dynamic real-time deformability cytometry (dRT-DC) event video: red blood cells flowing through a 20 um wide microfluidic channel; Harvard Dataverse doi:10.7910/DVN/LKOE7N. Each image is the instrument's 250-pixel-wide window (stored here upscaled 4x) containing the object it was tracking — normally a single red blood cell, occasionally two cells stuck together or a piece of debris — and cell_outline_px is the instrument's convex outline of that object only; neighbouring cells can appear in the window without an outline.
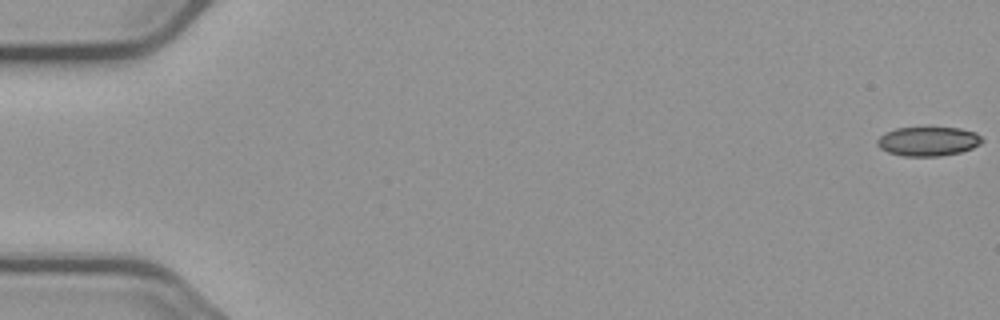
{"species": "common noctule bat (a hibernating species)", "species_latin": "Nyctalus noctula", "temperature_condition": "cold", "stored_images_in_passage": 6, "camera_frame_rate_fps": 3000, "um_per_image_px": 0.085, "animal": {"sex": "male", "body_mass_g": 23.1, "forearm_length_mm": 52.7}, "frame": {"image": 1, "passage_image": 1, "time_ms": 0.0, "image_size_px": [1000, 320], "cell_outline_px": [[984, 140], [980, 144], [972, 148], [960, 152], [940, 156], [904, 156], [888, 152], [880, 148], [876, 144], [876, 140], [884, 132], [896, 128], [928, 124], [960, 128], [976, 132]], "centroid_in_image_um": [78.88, 11.95], "position_along_channel_um": 6.1, "area_um2": 18.79}}
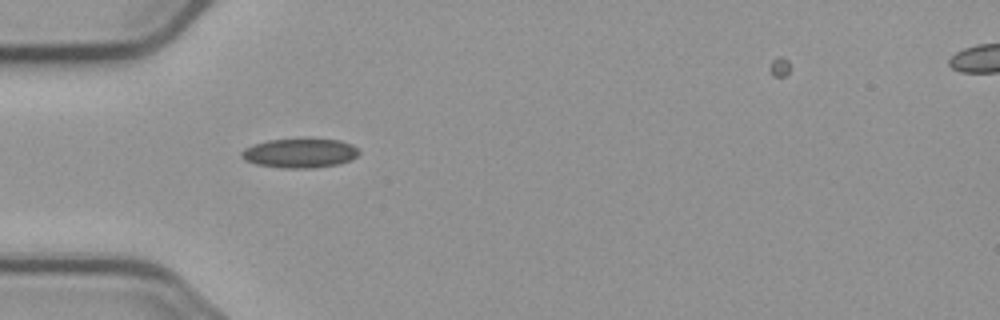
{"frame": {"image": 2, "passage_image": 5, "time_ms": 5.667, "image_size_px": [1000, 320], "cell_outline_px": [[360, 152], [352, 160], [340, 164], [312, 168], [284, 168], [256, 164], [244, 160], [240, 156], [240, 152], [244, 148], [252, 144], [268, 140], [340, 140], [352, 144]], "centroid_in_image_um": [25.46, 13.03], "position_along_channel_um": 59.5, "area_um2": 19.94}}
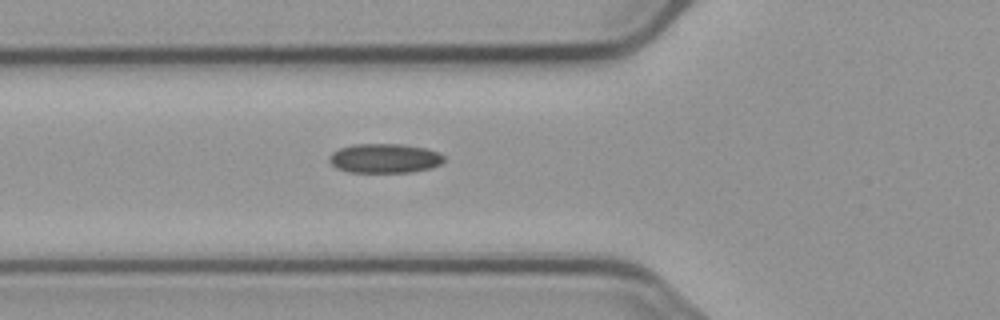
{"frame": {"image": 3, "passage_image": 6, "time_ms": 6.667, "image_size_px": [1000, 320], "cell_outline_px": [[444, 160], [440, 164], [428, 168], [408, 172], [348, 172], [336, 168], [328, 160], [328, 156], [332, 152], [340, 148], [352, 144], [400, 144], [428, 148], [440, 152], [444, 156]], "centroid_in_image_um": [32.67, 13.44], "position_along_channel_um": 93.1, "area_um2": 19.71}}